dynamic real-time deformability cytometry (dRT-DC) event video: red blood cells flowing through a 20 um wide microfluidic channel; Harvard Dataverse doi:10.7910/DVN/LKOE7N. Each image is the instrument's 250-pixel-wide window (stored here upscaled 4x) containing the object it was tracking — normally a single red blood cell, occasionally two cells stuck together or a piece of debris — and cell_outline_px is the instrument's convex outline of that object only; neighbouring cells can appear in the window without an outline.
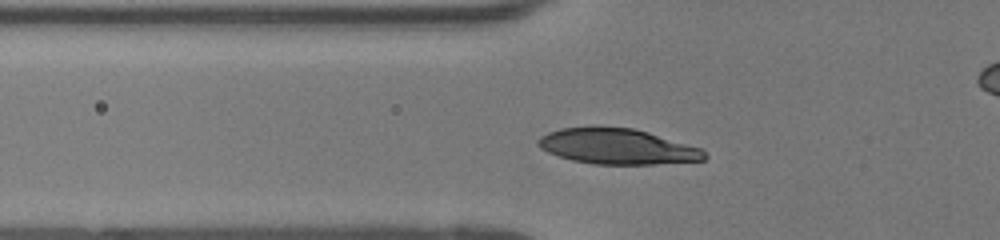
{"species": "human", "species_latin": "Homo sapiens", "temperature_condition": "room temperature", "stored_images_in_passage": 30, "camera_frame_rate_fps": 3000, "um_per_image_px": 0.085, "donor": {"sex": "female"}, "frame": {"image": 1, "passage_image": 3, "time_ms": 0.667, "image_size_px": [1000, 240], "cell_outline_px": [[708, 156], [704, 160], [656, 164], [592, 164], [572, 160], [548, 152], [540, 148], [536, 144], [536, 140], [540, 136], [548, 132], [560, 128], [600, 124], [632, 128], [648, 132], [700, 148]], "centroid_in_image_um": [52.4, 12.42], "position_along_channel_um": 73.4, "area_um2": 34.97}}
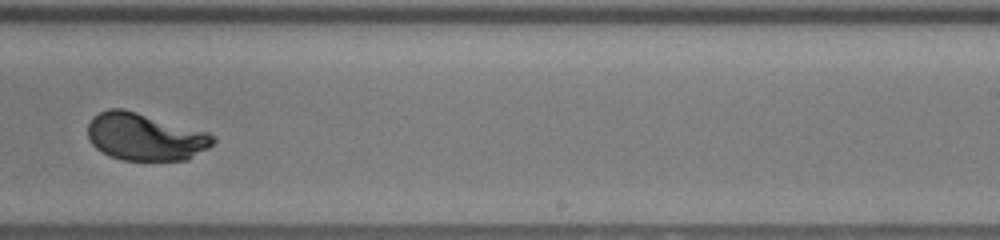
{"frame": {"image": 2, "passage_image": 18, "time_ms": 5.667, "image_size_px": [1000, 240], "cell_outline_px": [[216, 140], [208, 148], [188, 160], [124, 160], [112, 156], [96, 148], [88, 140], [88, 124], [92, 116], [108, 108], [124, 108], [208, 132], [216, 136]], "centroid_in_image_um": [12.34, 11.62], "position_along_channel_um": 276.7, "area_um2": 34.68}}
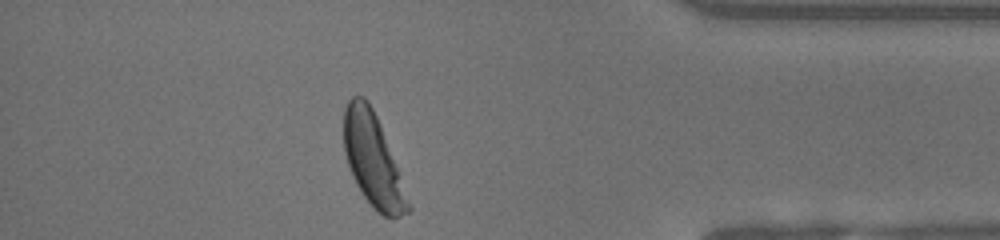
{"frame": {"image": 3, "passage_image": 29, "time_ms": 9.333, "image_size_px": [1000, 240], "cell_outline_px": [[412, 208], [408, 212], [392, 220], [376, 212], [372, 208], [356, 184], [352, 176], [344, 152], [344, 108], [348, 100], [352, 96], [364, 96], [368, 100], [380, 124]], "centroid_in_image_um": [31.68, 13.63], "position_along_channel_um": 403.5, "area_um2": 34.33}, "authors_computed_cell_mechanics": {"area_um2": 34.68, "velocity_mm_per_s": 4.109, "shape_relaxation_time_tau1_ms": 2.9436, "shape_relaxation_time_tau2_ms": null, "deformation_change_tau1": 0.1919, "deformation_change_tau2": null}}